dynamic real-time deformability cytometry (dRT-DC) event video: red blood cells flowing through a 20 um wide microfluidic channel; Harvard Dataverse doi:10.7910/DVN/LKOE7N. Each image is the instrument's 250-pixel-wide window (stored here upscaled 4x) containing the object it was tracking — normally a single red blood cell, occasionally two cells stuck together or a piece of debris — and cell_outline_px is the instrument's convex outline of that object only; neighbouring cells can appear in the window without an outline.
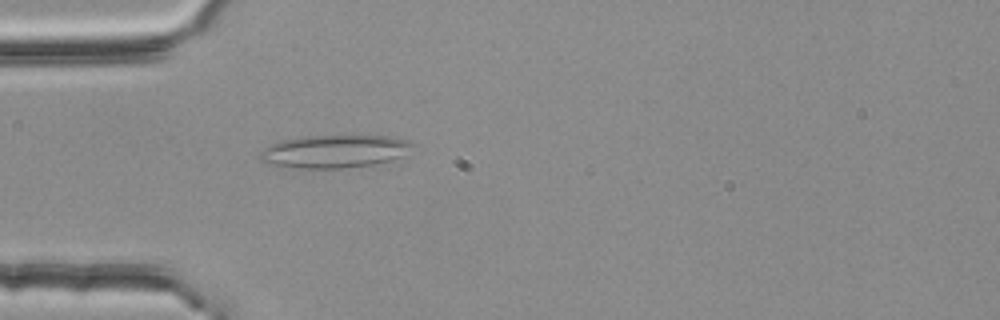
{"species": "common noctule bat (a hibernating species)", "species_latin": "Nyctalus noctula", "temperature_condition": "room temperature", "stored_images_in_passage": 4, "camera_frame_rate_fps": 3000, "um_per_image_px": 0.085, "animal": {"sex": "female", "body_mass_g": 25.1}, "frame": {"image": 1, "passage_image": 4, "time_ms": 1.0, "image_size_px": [1000, 320], "cell_outline_px": [[416, 144], [404, 156], [392, 160], [376, 164], [344, 168], [296, 168], [264, 164], [260, 160], [260, 152], [268, 144], [280, 140], [300, 136], [396, 136], [408, 140]], "centroid_in_image_um": [28.43, 12.86], "position_along_channel_um": 56.6, "area_um2": 29.82}}